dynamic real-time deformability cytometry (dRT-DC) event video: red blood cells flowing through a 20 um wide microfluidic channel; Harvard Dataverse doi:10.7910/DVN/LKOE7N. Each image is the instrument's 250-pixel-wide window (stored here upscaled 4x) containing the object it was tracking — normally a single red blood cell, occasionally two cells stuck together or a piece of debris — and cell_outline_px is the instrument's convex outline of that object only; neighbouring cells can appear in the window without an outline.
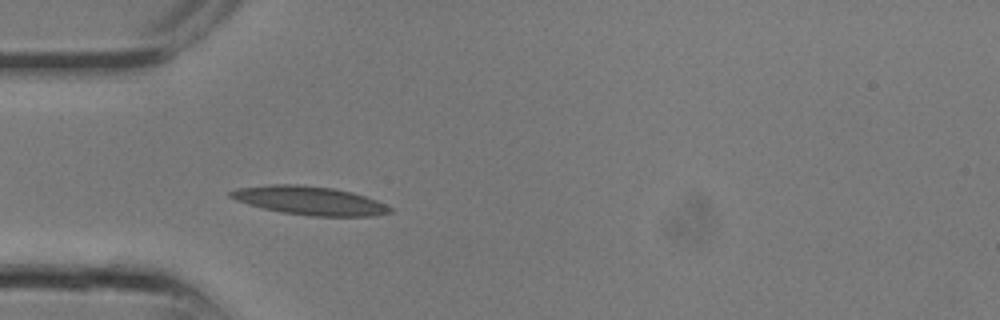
{"species": "common noctule bat (a hibernating species)", "species_latin": "Nyctalus noctula", "temperature_condition": "room temperature", "stored_images_in_passage": 7, "camera_frame_rate_fps": 3000, "um_per_image_px": 0.085, "animal": {"sex": "male", "body_mass_g": 13.3}, "frame": {"image": 1, "passage_image": 7, "time_ms": 2.0, "image_size_px": [1000, 320], "cell_outline_px": [[392, 212], [372, 216], [312, 216], [280, 212], [248, 204], [236, 200], [228, 196], [228, 192], [236, 188], [268, 184], [300, 184], [332, 188], [352, 192], [376, 200], [392, 208]], "centroid_in_image_um": [26.27, 17.04], "position_along_channel_um": 58.7, "area_um2": 26.53}}